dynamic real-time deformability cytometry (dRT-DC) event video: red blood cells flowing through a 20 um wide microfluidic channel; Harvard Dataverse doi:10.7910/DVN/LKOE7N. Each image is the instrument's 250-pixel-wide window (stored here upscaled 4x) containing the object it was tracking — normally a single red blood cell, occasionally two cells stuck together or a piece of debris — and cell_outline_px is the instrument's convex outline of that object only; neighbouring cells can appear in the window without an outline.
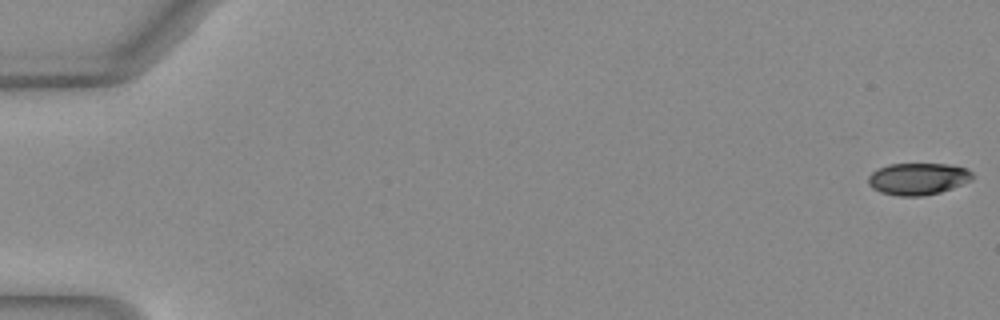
{"species": "Egyptian fruit bat (a non-hibernating species)", "species_latin": "Rousettus aegyptiacus", "temperature_condition": "warm", "stored_images_in_passage": 51, "camera_frame_rate_fps": 3000, "um_per_image_px": 0.085, "animal": {"sex": "female"}, "frame": {"image": 1, "passage_image": 1, "time_ms": 0.0, "image_size_px": [1000, 320], "cell_outline_px": [[976, 176], [972, 180], [952, 188], [940, 192], [924, 196], [896, 196], [880, 192], [872, 188], [868, 184], [868, 176], [876, 168], [888, 164], [948, 164], [968, 168]], "centroid_in_image_um": [78.03, 15.2], "position_along_channel_um": 7.0, "area_um2": 19.71}}
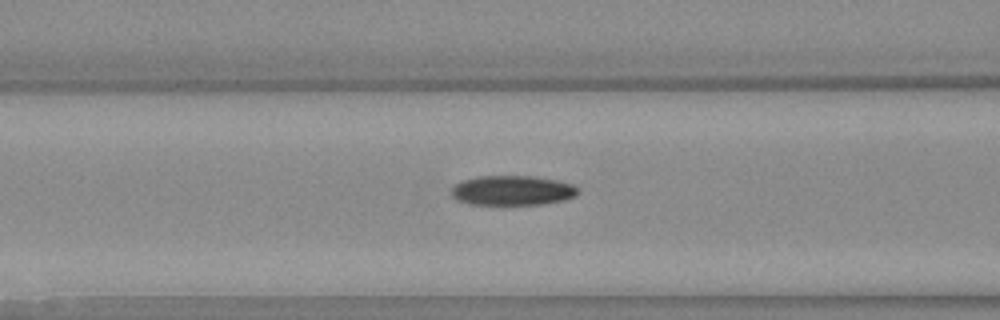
{"frame": {"image": 2, "passage_image": 22, "time_ms": 7.0, "image_size_px": [1000, 320], "cell_outline_px": [[580, 192], [576, 196], [564, 200], [540, 204], [468, 204], [456, 200], [452, 196], [452, 188], [460, 180], [480, 176], [532, 176], [556, 180], [572, 184]], "centroid_in_image_um": [43.53, 16.18], "position_along_channel_um": 123.1, "area_um2": 21.91}}
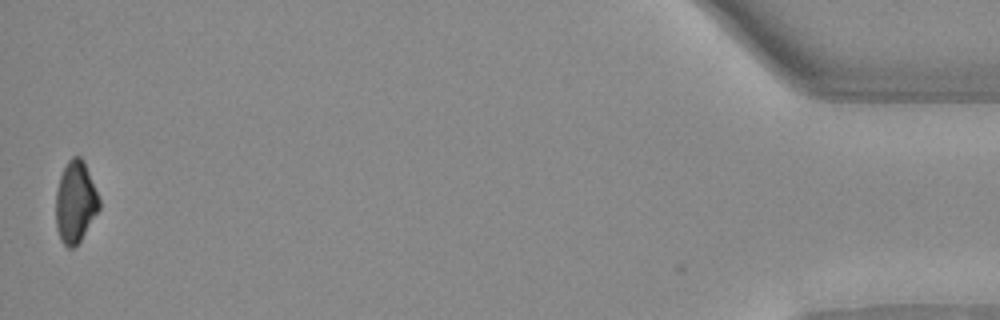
{"frame": {"image": 3, "passage_image": 51, "time_ms": 16.667, "image_size_px": [1000, 320], "cell_outline_px": [[100, 208], [80, 240], [72, 248], [68, 248], [60, 240], [56, 228], [56, 192], [60, 176], [68, 160], [72, 156], [80, 156], [84, 160], [100, 200]], "centroid_in_image_um": [6.4, 17.16], "position_along_channel_um": 428.8, "area_um2": 20.52}, "authors_computed_cell_mechanics": {"area_um2": 21.7906, "velocity_mm_per_s": 4.0789, "shape_relaxation_time_tau1_ms": 4.6627, "shape_relaxation_time_tau2_ms": null, "deformation_change_tau1": 0.1596, "deformation_change_tau2": null}}